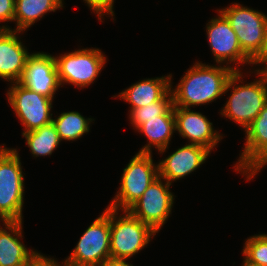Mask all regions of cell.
I'll return each mask as SVG.
<instances>
[{"label":"cell","instance_id":"cell-1","mask_svg":"<svg viewBox=\"0 0 267 266\" xmlns=\"http://www.w3.org/2000/svg\"><path fill=\"white\" fill-rule=\"evenodd\" d=\"M235 71H240V68L196 62L175 89L170 84L173 106L190 108L213 102L224 94L226 84Z\"/></svg>","mask_w":267,"mask_h":266},{"label":"cell","instance_id":"cell-2","mask_svg":"<svg viewBox=\"0 0 267 266\" xmlns=\"http://www.w3.org/2000/svg\"><path fill=\"white\" fill-rule=\"evenodd\" d=\"M258 79L248 82V84L237 85L244 83L241 81L243 74L240 71H235L229 78L224 94L231 90L229 99L221 110V115L233 120L236 124L245 129L252 123L263 109L267 101V71H257ZM231 88V89H230Z\"/></svg>","mask_w":267,"mask_h":266},{"label":"cell","instance_id":"cell-3","mask_svg":"<svg viewBox=\"0 0 267 266\" xmlns=\"http://www.w3.org/2000/svg\"><path fill=\"white\" fill-rule=\"evenodd\" d=\"M18 150L0 146V220L23 221L24 176Z\"/></svg>","mask_w":267,"mask_h":266},{"label":"cell","instance_id":"cell-4","mask_svg":"<svg viewBox=\"0 0 267 266\" xmlns=\"http://www.w3.org/2000/svg\"><path fill=\"white\" fill-rule=\"evenodd\" d=\"M117 216L118 210L110 208V256L127 259L148 245L156 232L127 210Z\"/></svg>","mask_w":267,"mask_h":266},{"label":"cell","instance_id":"cell-5","mask_svg":"<svg viewBox=\"0 0 267 266\" xmlns=\"http://www.w3.org/2000/svg\"><path fill=\"white\" fill-rule=\"evenodd\" d=\"M154 164L152 153L138 152L133 156L123 169L121 185L108 207L124 211L138 200L149 185L159 177V166Z\"/></svg>","mask_w":267,"mask_h":266},{"label":"cell","instance_id":"cell-6","mask_svg":"<svg viewBox=\"0 0 267 266\" xmlns=\"http://www.w3.org/2000/svg\"><path fill=\"white\" fill-rule=\"evenodd\" d=\"M110 256V208L94 220L67 257L68 266H98Z\"/></svg>","mask_w":267,"mask_h":266},{"label":"cell","instance_id":"cell-7","mask_svg":"<svg viewBox=\"0 0 267 266\" xmlns=\"http://www.w3.org/2000/svg\"><path fill=\"white\" fill-rule=\"evenodd\" d=\"M217 11L227 18L236 32L243 53L252 61L259 54L264 42L267 15L239 3H232L230 7Z\"/></svg>","mask_w":267,"mask_h":266},{"label":"cell","instance_id":"cell-8","mask_svg":"<svg viewBox=\"0 0 267 266\" xmlns=\"http://www.w3.org/2000/svg\"><path fill=\"white\" fill-rule=\"evenodd\" d=\"M55 60L61 85L66 82L84 88L98 78L107 59L100 49L89 48L55 56Z\"/></svg>","mask_w":267,"mask_h":266},{"label":"cell","instance_id":"cell-9","mask_svg":"<svg viewBox=\"0 0 267 266\" xmlns=\"http://www.w3.org/2000/svg\"><path fill=\"white\" fill-rule=\"evenodd\" d=\"M7 99L17 118L22 122L23 133L41 128L52 122L53 99L34 92L20 82L11 83Z\"/></svg>","mask_w":267,"mask_h":266},{"label":"cell","instance_id":"cell-10","mask_svg":"<svg viewBox=\"0 0 267 266\" xmlns=\"http://www.w3.org/2000/svg\"><path fill=\"white\" fill-rule=\"evenodd\" d=\"M162 181L163 178L159 176L127 209L132 216L149 225L156 233L166 223L174 204V195L169 189L171 184L168 181L164 184Z\"/></svg>","mask_w":267,"mask_h":266},{"label":"cell","instance_id":"cell-11","mask_svg":"<svg viewBox=\"0 0 267 266\" xmlns=\"http://www.w3.org/2000/svg\"><path fill=\"white\" fill-rule=\"evenodd\" d=\"M245 133L246 143L234 168L250 181L267 165V101Z\"/></svg>","mask_w":267,"mask_h":266},{"label":"cell","instance_id":"cell-12","mask_svg":"<svg viewBox=\"0 0 267 266\" xmlns=\"http://www.w3.org/2000/svg\"><path fill=\"white\" fill-rule=\"evenodd\" d=\"M218 13V17L212 18L206 25V34L215 62L220 65L226 62V66L232 62L237 66L240 63L251 65L252 61L243 53L236 32L227 18L220 11Z\"/></svg>","mask_w":267,"mask_h":266},{"label":"cell","instance_id":"cell-13","mask_svg":"<svg viewBox=\"0 0 267 266\" xmlns=\"http://www.w3.org/2000/svg\"><path fill=\"white\" fill-rule=\"evenodd\" d=\"M20 83L34 92L53 99L55 92L61 86L55 57L44 52L32 53L27 59Z\"/></svg>","mask_w":267,"mask_h":266},{"label":"cell","instance_id":"cell-14","mask_svg":"<svg viewBox=\"0 0 267 266\" xmlns=\"http://www.w3.org/2000/svg\"><path fill=\"white\" fill-rule=\"evenodd\" d=\"M175 127L182 138H187L189 144L205 147L210 152L223 138L214 130L213 124L200 112L191 111L190 108L174 106Z\"/></svg>","mask_w":267,"mask_h":266},{"label":"cell","instance_id":"cell-15","mask_svg":"<svg viewBox=\"0 0 267 266\" xmlns=\"http://www.w3.org/2000/svg\"><path fill=\"white\" fill-rule=\"evenodd\" d=\"M19 34L12 29H0V78L10 83L21 81L27 59L32 55L19 40Z\"/></svg>","mask_w":267,"mask_h":266},{"label":"cell","instance_id":"cell-16","mask_svg":"<svg viewBox=\"0 0 267 266\" xmlns=\"http://www.w3.org/2000/svg\"><path fill=\"white\" fill-rule=\"evenodd\" d=\"M210 153L203 146L188 143L159 162V176L172 184L199 168Z\"/></svg>","mask_w":267,"mask_h":266},{"label":"cell","instance_id":"cell-17","mask_svg":"<svg viewBox=\"0 0 267 266\" xmlns=\"http://www.w3.org/2000/svg\"><path fill=\"white\" fill-rule=\"evenodd\" d=\"M23 221H5L0 226V266H27L37 253L21 242ZM9 230V231H8Z\"/></svg>","mask_w":267,"mask_h":266},{"label":"cell","instance_id":"cell-18","mask_svg":"<svg viewBox=\"0 0 267 266\" xmlns=\"http://www.w3.org/2000/svg\"><path fill=\"white\" fill-rule=\"evenodd\" d=\"M172 75L148 78L136 82L117 96L131 104L130 113L155 101H162L171 91Z\"/></svg>","mask_w":267,"mask_h":266},{"label":"cell","instance_id":"cell-19","mask_svg":"<svg viewBox=\"0 0 267 266\" xmlns=\"http://www.w3.org/2000/svg\"><path fill=\"white\" fill-rule=\"evenodd\" d=\"M136 131L143 133L149 142L139 150L140 153H152V147L162 154L168 149L175 127L174 114H163L157 118L147 119ZM152 145V146H151Z\"/></svg>","mask_w":267,"mask_h":266},{"label":"cell","instance_id":"cell-20","mask_svg":"<svg viewBox=\"0 0 267 266\" xmlns=\"http://www.w3.org/2000/svg\"><path fill=\"white\" fill-rule=\"evenodd\" d=\"M63 0H15L14 22L15 31L22 33L34 25L38 19L48 12H55L63 7Z\"/></svg>","mask_w":267,"mask_h":266},{"label":"cell","instance_id":"cell-21","mask_svg":"<svg viewBox=\"0 0 267 266\" xmlns=\"http://www.w3.org/2000/svg\"><path fill=\"white\" fill-rule=\"evenodd\" d=\"M33 157L51 155L61 142L54 124L44 125L39 129L22 133Z\"/></svg>","mask_w":267,"mask_h":266},{"label":"cell","instance_id":"cell-22","mask_svg":"<svg viewBox=\"0 0 267 266\" xmlns=\"http://www.w3.org/2000/svg\"><path fill=\"white\" fill-rule=\"evenodd\" d=\"M94 119L85 118L77 111L63 112L56 119H52L61 141H74L89 132Z\"/></svg>","mask_w":267,"mask_h":266},{"label":"cell","instance_id":"cell-23","mask_svg":"<svg viewBox=\"0 0 267 266\" xmlns=\"http://www.w3.org/2000/svg\"><path fill=\"white\" fill-rule=\"evenodd\" d=\"M163 114H174L173 106V96L171 92L162 100L155 101L145 105L144 107H139L134 109L130 113L131 124L133 129H138L147 119L157 118Z\"/></svg>","mask_w":267,"mask_h":266},{"label":"cell","instance_id":"cell-24","mask_svg":"<svg viewBox=\"0 0 267 266\" xmlns=\"http://www.w3.org/2000/svg\"><path fill=\"white\" fill-rule=\"evenodd\" d=\"M244 260L256 266H267V234L254 235L245 241Z\"/></svg>","mask_w":267,"mask_h":266},{"label":"cell","instance_id":"cell-25","mask_svg":"<svg viewBox=\"0 0 267 266\" xmlns=\"http://www.w3.org/2000/svg\"><path fill=\"white\" fill-rule=\"evenodd\" d=\"M87 3L88 7L94 11L99 21L102 20V16L105 14L114 16L113 6L114 0H84Z\"/></svg>","mask_w":267,"mask_h":266},{"label":"cell","instance_id":"cell-26","mask_svg":"<svg viewBox=\"0 0 267 266\" xmlns=\"http://www.w3.org/2000/svg\"><path fill=\"white\" fill-rule=\"evenodd\" d=\"M15 0H0V22L14 21ZM0 29H11L7 25L0 26Z\"/></svg>","mask_w":267,"mask_h":266},{"label":"cell","instance_id":"cell-27","mask_svg":"<svg viewBox=\"0 0 267 266\" xmlns=\"http://www.w3.org/2000/svg\"><path fill=\"white\" fill-rule=\"evenodd\" d=\"M58 261L55 260L54 258H48L45 257L41 253H36L28 262L27 266H68L66 262H61L60 264L57 263Z\"/></svg>","mask_w":267,"mask_h":266},{"label":"cell","instance_id":"cell-28","mask_svg":"<svg viewBox=\"0 0 267 266\" xmlns=\"http://www.w3.org/2000/svg\"><path fill=\"white\" fill-rule=\"evenodd\" d=\"M252 64L256 65L261 64L258 66H262L263 64L265 65L264 67L262 66V69H256L257 71H267V25L265 29V36H264V42L262 45V48L259 52V54L252 60Z\"/></svg>","mask_w":267,"mask_h":266},{"label":"cell","instance_id":"cell-29","mask_svg":"<svg viewBox=\"0 0 267 266\" xmlns=\"http://www.w3.org/2000/svg\"><path fill=\"white\" fill-rule=\"evenodd\" d=\"M127 259H120V258H112L109 257L105 259L101 264L98 266H133V264H128L126 262Z\"/></svg>","mask_w":267,"mask_h":266},{"label":"cell","instance_id":"cell-30","mask_svg":"<svg viewBox=\"0 0 267 266\" xmlns=\"http://www.w3.org/2000/svg\"><path fill=\"white\" fill-rule=\"evenodd\" d=\"M242 266H256V265L250 264L249 262L244 260Z\"/></svg>","mask_w":267,"mask_h":266}]
</instances>
